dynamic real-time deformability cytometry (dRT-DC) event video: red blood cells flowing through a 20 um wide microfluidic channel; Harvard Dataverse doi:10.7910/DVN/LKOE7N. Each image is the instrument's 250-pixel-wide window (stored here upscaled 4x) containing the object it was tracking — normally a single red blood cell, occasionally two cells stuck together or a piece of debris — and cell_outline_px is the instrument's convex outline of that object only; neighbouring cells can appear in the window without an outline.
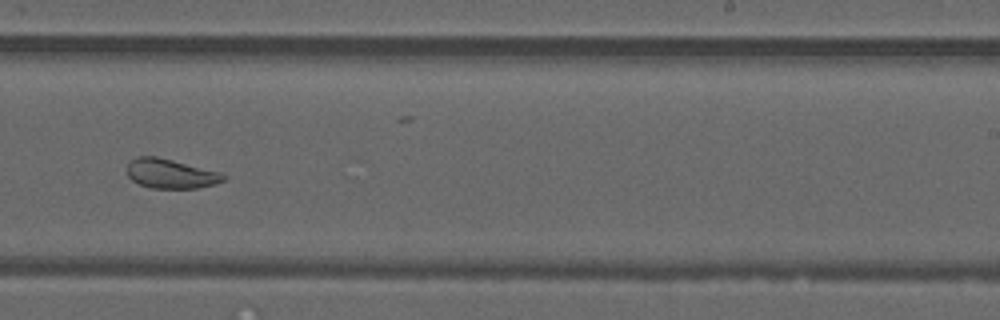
{"species": "common noctule bat (a hibernating species)", "species_latin": "Nyctalus noctula", "temperature_condition": "warm", "stored_images_in_passage": 30, "camera_frame_rate_fps": 3000, "um_per_image_px": 0.085, "animal": {"sex": "male", "forearm_length_mm": 52.5}, "frame": {"image": 1, "passage_image": 18, "time_ms": 5.667, "image_size_px": [1000, 320], "cell_outline_px": [[228, 176], [224, 180], [216, 184], [196, 188], [152, 188], [140, 184], [132, 180], [128, 176], [128, 164], [136, 156], [156, 156], [220, 172]], "centroid_in_image_um": [14.53, 14.76], "position_along_channel_um": 274.5, "area_um2": 16.42}, "authors_computed_cell_mechanics": {"area_um2": 17.4267, "velocity_mm_per_s": 3.9914, "shape_relaxation_time_tau1_ms": null, "shape_relaxation_time_tau2_ms": 2.6005, "deformation_change_tau1": null, "deformation_change_tau2": 0.0929}}